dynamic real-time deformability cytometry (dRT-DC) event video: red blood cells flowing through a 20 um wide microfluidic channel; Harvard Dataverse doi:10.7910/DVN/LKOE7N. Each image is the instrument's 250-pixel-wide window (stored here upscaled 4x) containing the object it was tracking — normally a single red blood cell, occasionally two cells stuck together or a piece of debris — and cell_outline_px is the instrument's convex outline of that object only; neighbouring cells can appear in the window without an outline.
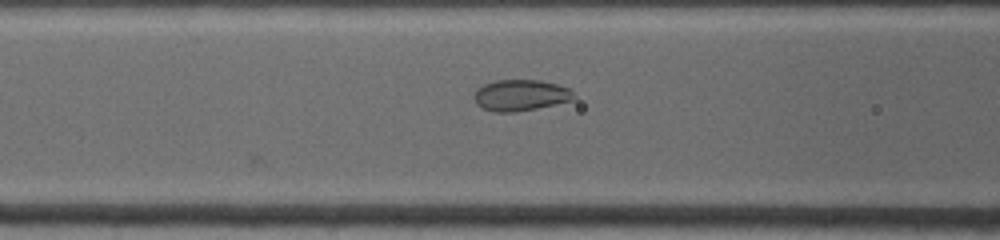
{"species": "common noctule bat (a hibernating species)", "species_latin": "Nyctalus noctula", "temperature_condition": "warm", "stored_images_in_passage": 5, "camera_frame_rate_fps": 4500, "um_per_image_px": 0.085, "animal": {"sex": "female", "body_mass_g": 19.0, "forearm_length_mm": 53.3}, "frame": {"image": 1, "passage_image": 5, "time_ms": 4.222, "image_size_px": [1000, 240], "cell_outline_px": [[576, 100], [516, 112], [492, 112], [476, 104], [472, 96], [476, 88], [484, 84], [496, 80], [540, 80], [556, 84], [568, 88], [576, 96]], "centroid_in_image_um": [44.23, 8.1], "position_along_channel_um": 122.4, "area_um2": 18.32}}